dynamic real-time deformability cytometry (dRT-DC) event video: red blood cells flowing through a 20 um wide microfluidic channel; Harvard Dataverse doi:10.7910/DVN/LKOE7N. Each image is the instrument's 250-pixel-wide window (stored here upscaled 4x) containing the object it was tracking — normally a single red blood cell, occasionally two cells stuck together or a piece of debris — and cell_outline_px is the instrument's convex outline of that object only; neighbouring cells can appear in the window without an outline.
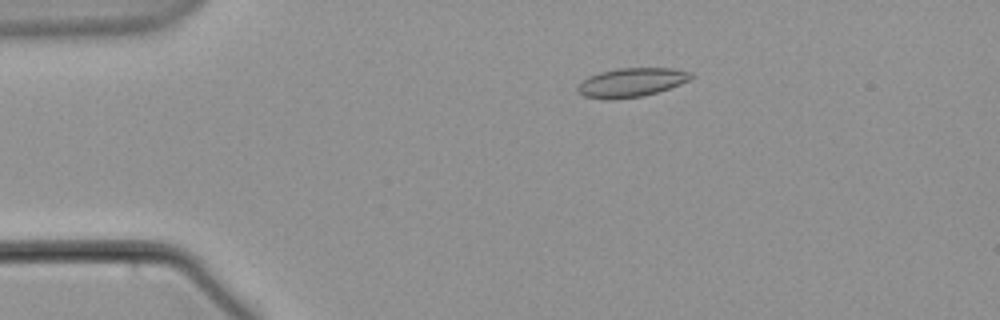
{"species": "common noctule bat (a hibernating species)", "species_latin": "Nyctalus noctula", "temperature_condition": "warm", "stored_images_in_passage": 60, "camera_frame_rate_fps": 3000, "um_per_image_px": 0.085, "animal": {"sex": "male", "body_mass_g": 21.5, "forearm_length_mm": 52.0}, "frame": {"image": 1, "passage_image": 12, "time_ms": 3.667, "image_size_px": [1000, 320], "cell_outline_px": [[692, 76], [688, 80], [680, 84], [644, 96], [608, 100], [604, 100], [584, 96], [576, 92], [576, 88], [588, 76], [600, 72], [620, 68], [672, 68], [692, 72]], "centroid_in_image_um": [53.63, 7.01], "position_along_channel_um": 31.4, "area_um2": 19.07}}
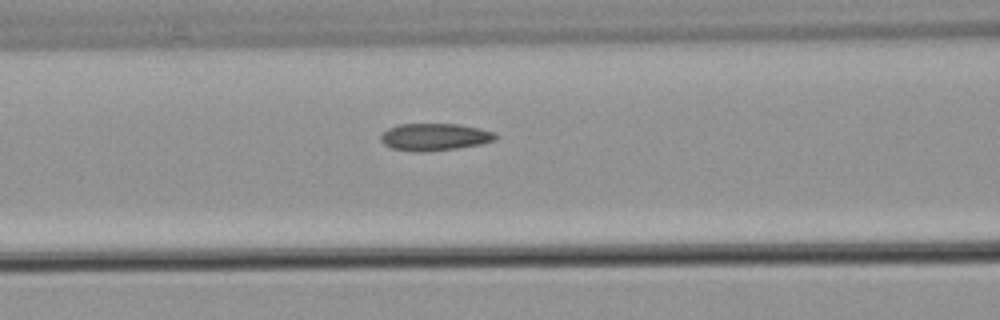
{"frame": {"image": 2, "passage_image": 25, "time_ms": 8.0, "image_size_px": [1000, 320], "cell_outline_px": [[496, 140], [480, 144], [456, 148], [420, 152], [412, 152], [392, 148], [384, 144], [380, 140], [380, 136], [388, 128], [400, 124], [460, 124], [480, 128], [496, 132]], "centroid_in_image_um": [36.94, 11.63], "position_along_channel_um": 129.7, "area_um2": 18.21}}
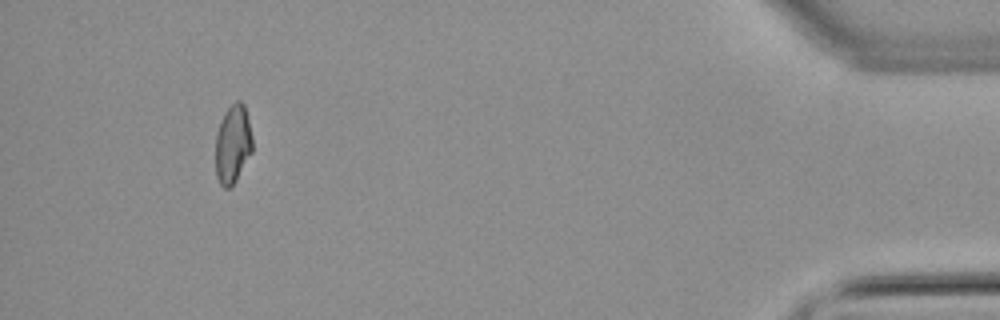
{"frame": {"image": 3, "passage_image": 56, "time_ms": 18.333, "image_size_px": [1000, 320], "cell_outline_px": [[252, 152], [236, 180], [228, 188], [224, 188], [220, 184], [216, 176], [216, 132], [220, 120], [224, 112], [236, 100], [240, 100], [244, 104], [252, 136]], "centroid_in_image_um": [19.78, 12.23], "position_along_channel_um": 415.4, "area_um2": 16.88}}